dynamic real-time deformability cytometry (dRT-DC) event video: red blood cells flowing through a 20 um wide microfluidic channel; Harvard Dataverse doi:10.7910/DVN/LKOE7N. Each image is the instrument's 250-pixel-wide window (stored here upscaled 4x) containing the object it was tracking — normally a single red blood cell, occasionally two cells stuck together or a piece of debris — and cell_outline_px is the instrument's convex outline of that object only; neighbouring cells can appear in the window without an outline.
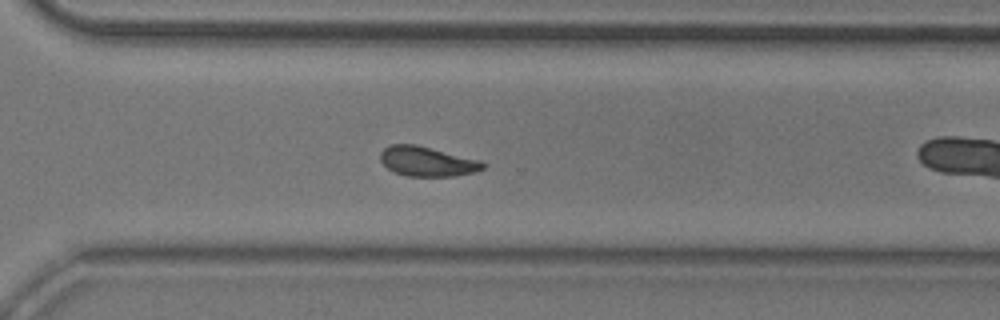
{"species": "common noctule bat (a hibernating species)", "species_latin": "Nyctalus noctula", "temperature_condition": "room temperature", "stored_images_in_passage": 38, "segment_of_instrument_passage": [2, 2], "camera_frame_rate_fps": 3000, "um_per_image_px": 0.085, "animal": {"sex": "male", "body_mass_g": 20.5, "forearm_length_mm": 52.5}, "frame": {"image": 1, "passage_image": 22, "time_ms": 7.0, "image_size_px": [1000, 320], "cell_outline_px": [[488, 164], [484, 168], [476, 172], [452, 176], [404, 176], [388, 168], [380, 160], [380, 152], [384, 148], [392, 144], [416, 144], [480, 160]], "centroid_in_image_um": [36.33, 13.72], "position_along_channel_um": 334.3, "area_um2": 17.8}}
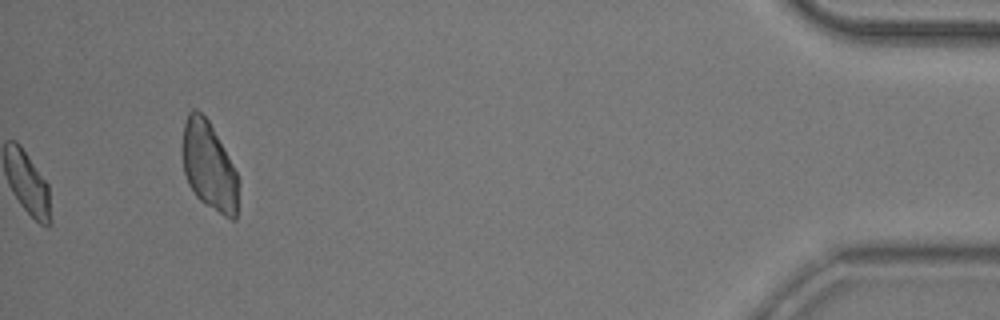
{"frame": {"image": 2, "passage_image": 38, "time_ms": 12.333, "image_size_px": [1000, 320], "cell_outline_px": [[236, 220], [232, 220], [224, 216], [204, 204], [196, 196], [188, 184], [184, 172], [180, 152], [180, 148], [184, 124], [188, 112], [192, 108], [196, 108], [208, 120], [232, 164], [236, 172]], "centroid_in_image_um": [17.68, 14.09], "position_along_channel_um": 417.5, "area_um2": 28.67}}